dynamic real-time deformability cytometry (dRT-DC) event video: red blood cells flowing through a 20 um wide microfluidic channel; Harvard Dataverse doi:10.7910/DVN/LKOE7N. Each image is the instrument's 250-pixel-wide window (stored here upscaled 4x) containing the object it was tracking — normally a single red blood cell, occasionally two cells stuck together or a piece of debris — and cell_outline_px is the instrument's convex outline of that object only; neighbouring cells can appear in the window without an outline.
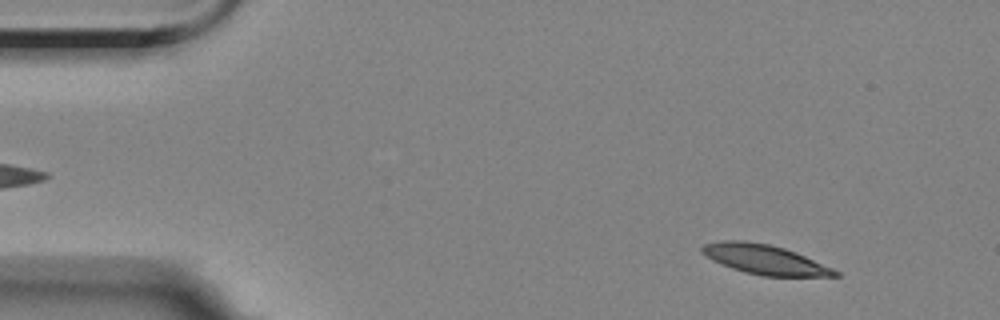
{"species": "Egyptian fruit bat (a non-hibernating species)", "species_latin": "Rousettus aegyptiacus", "temperature_condition": "room temperature", "stored_images_in_passage": 57, "segment_of_instrument_passage": [1, 2], "camera_frame_rate_fps": 3000, "um_per_image_px": 0.085, "animal": {"sex": "female"}, "frame": {"image": 1, "passage_image": 4, "time_ms": 1.0, "image_size_px": [1000, 320], "cell_outline_px": [[840, 276], [764, 276], [744, 272], [720, 264], [712, 260], [700, 252], [700, 248], [704, 244], [720, 240], [744, 240], [768, 244], [784, 248], [796, 252], [832, 268], [840, 272]], "centroid_in_image_um": [64.96, 22.05], "position_along_channel_um": 20.0, "area_um2": 22.95}}
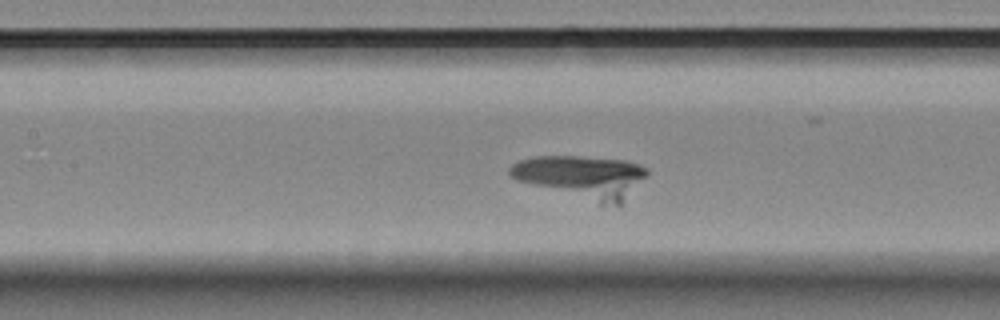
{"frame": {"image": 2, "passage_image": 23, "time_ms": 7.333, "image_size_px": [1000, 320], "cell_outline_px": [[648, 176], [620, 204], [600, 204], [516, 180], [508, 176], [508, 168], [512, 164], [520, 160], [532, 156], [580, 156], [624, 160], [648, 168]], "centroid_in_image_um": [49.44, 15.01], "position_along_channel_um": 158.0, "area_um2": 34.1}}
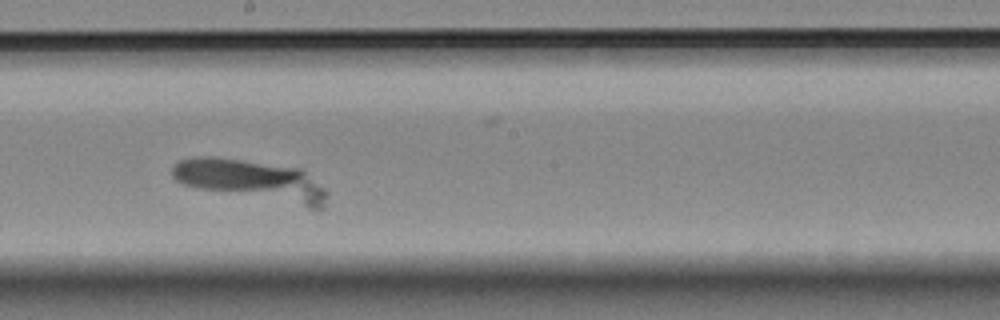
{"frame": {"image": 3, "passage_image": 29, "time_ms": 9.333, "image_size_px": [1000, 320], "cell_outline_px": [[328, 192], [324, 208], [308, 208], [196, 188], [184, 184], [176, 180], [172, 176], [172, 164], [180, 160], [192, 156], [212, 156], [300, 168], [324, 188]], "centroid_in_image_um": [21.35, 15.33], "position_along_channel_um": 226.8, "area_um2": 36.88}}